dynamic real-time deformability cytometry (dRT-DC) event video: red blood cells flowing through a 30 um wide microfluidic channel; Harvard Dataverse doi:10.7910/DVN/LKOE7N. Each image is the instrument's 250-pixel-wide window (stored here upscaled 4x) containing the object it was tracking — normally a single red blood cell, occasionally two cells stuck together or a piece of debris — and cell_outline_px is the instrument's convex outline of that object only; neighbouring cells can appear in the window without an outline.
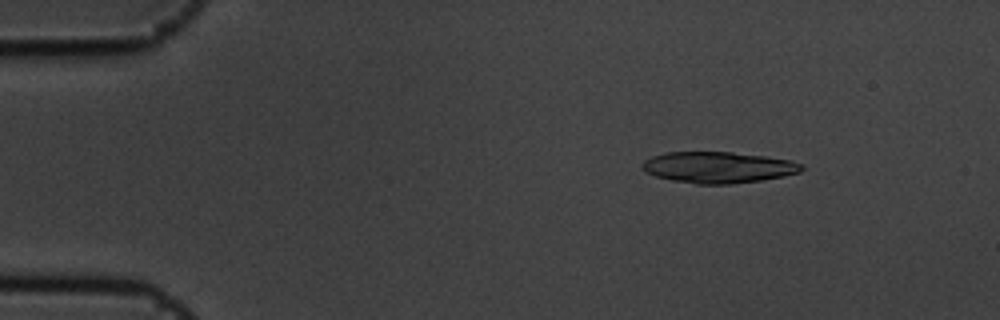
{"species": "common noctule bat (a hibernating species)", "species_latin": "Nyctalus noctula", "temperature_condition": "cold", "stored_images_in_passage": 4, "camera_frame_rate_fps": 3000, "um_per_image_px": 0.085, "animal": {"sex": "male", "body_mass_g": 19.5, "forearm_length_mm": 54.6}, "frame": {"image": 1, "passage_image": 1, "time_ms": 0.0, "image_size_px": [1000, 320], "cell_outline_px": [[804, 168], [800, 172], [784, 176], [764, 180], [732, 184], [696, 184], [672, 180], [656, 176], [648, 172], [640, 164], [644, 160], [652, 156], [664, 152], [732, 152], [764, 156], [792, 160], [804, 164]], "centroid_in_image_um": [61.09, 14.22], "position_along_channel_um": 23.9, "area_um2": 29.13}}